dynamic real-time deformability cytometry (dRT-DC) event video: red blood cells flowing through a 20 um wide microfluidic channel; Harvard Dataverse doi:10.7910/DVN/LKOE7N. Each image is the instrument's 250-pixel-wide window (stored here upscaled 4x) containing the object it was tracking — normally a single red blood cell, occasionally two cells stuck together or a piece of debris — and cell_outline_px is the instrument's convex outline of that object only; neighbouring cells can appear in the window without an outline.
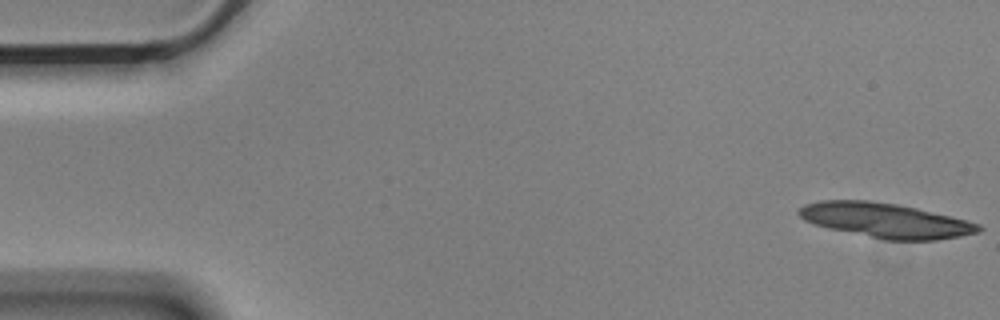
{"species": "Egyptian fruit bat (a non-hibernating species)", "species_latin": "Rousettus aegyptiacus", "temperature_condition": "cold", "stored_images_in_passage": 16, "camera_frame_rate_fps": 3000, "um_per_image_px": 0.085, "animal": {"sex": "male"}, "frame": {"image": 1, "passage_image": 1, "time_ms": 0.0, "image_size_px": [1000, 320], "cell_outline_px": [[984, 228], [980, 232], [960, 236], [936, 240], [884, 240], [828, 228], [804, 220], [796, 212], [804, 204], [820, 200], [868, 200], [896, 204], [916, 208], [980, 224]], "centroid_in_image_um": [75.25, 18.73], "position_along_channel_um": 9.8, "area_um2": 36.13}}